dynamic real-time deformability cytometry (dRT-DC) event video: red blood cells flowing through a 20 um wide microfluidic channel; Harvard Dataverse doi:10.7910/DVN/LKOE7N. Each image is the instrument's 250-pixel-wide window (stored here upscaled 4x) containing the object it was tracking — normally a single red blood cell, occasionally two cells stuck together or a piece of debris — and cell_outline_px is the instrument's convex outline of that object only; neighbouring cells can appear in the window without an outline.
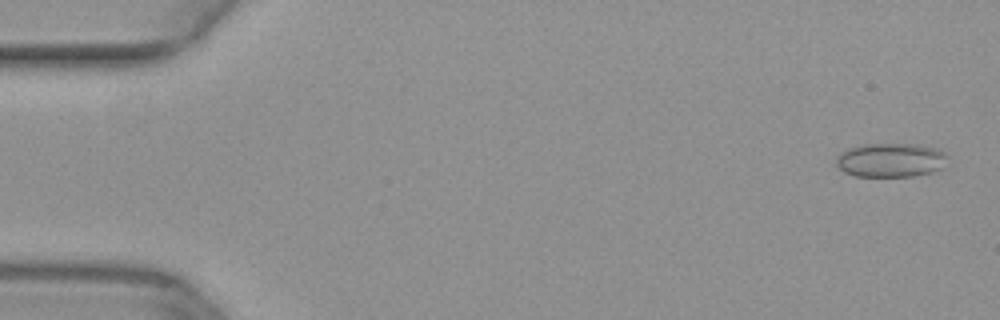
{"species": "common noctule bat (a hibernating species)", "species_latin": "Nyctalus noctula", "temperature_condition": "warm", "stored_images_in_passage": 48, "camera_frame_rate_fps": 3000, "um_per_image_px": 0.085, "animal": {"sex": "female", "body_mass_g": 29.2, "forearm_length_mm": 56.3}, "frame": {"image": 1, "passage_image": 2, "time_ms": 0.333, "image_size_px": [1000, 320], "cell_outline_px": [[948, 156], [940, 168], [932, 172], [912, 176], [856, 176], [844, 172], [836, 164], [836, 156], [840, 152], [848, 148], [864, 144], [912, 144], [936, 148], [944, 152]], "centroid_in_image_um": [75.67, 13.6], "position_along_channel_um": 9.3, "area_um2": 21.96}}
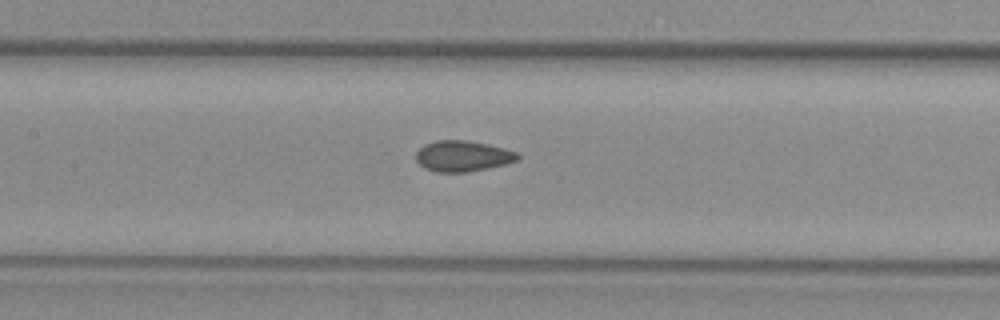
{"frame": {"image": 2, "passage_image": 24, "time_ms": 7.667, "image_size_px": [1000, 320], "cell_outline_px": [[520, 160], [488, 168], [468, 172], [436, 172], [424, 168], [416, 160], [416, 152], [424, 144], [436, 140], [464, 140], [488, 144], [520, 152]], "centroid_in_image_um": [39.36, 13.26], "position_along_channel_um": 168.0, "area_um2": 18.44}}
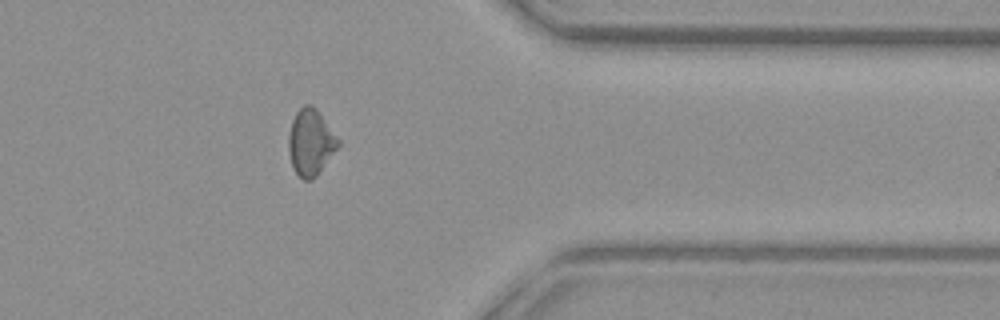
{"frame": {"image": 3, "passage_image": 41, "time_ms": 13.333, "image_size_px": [1000, 320], "cell_outline_px": [[340, 144], [316, 176], [312, 180], [304, 180], [292, 168], [288, 152], [288, 136], [292, 120], [296, 112], [304, 104], [312, 104], [316, 108], [340, 140]], "centroid_in_image_um": [26.39, 12.08], "position_along_channel_um": 385.0, "area_um2": 19.13}}